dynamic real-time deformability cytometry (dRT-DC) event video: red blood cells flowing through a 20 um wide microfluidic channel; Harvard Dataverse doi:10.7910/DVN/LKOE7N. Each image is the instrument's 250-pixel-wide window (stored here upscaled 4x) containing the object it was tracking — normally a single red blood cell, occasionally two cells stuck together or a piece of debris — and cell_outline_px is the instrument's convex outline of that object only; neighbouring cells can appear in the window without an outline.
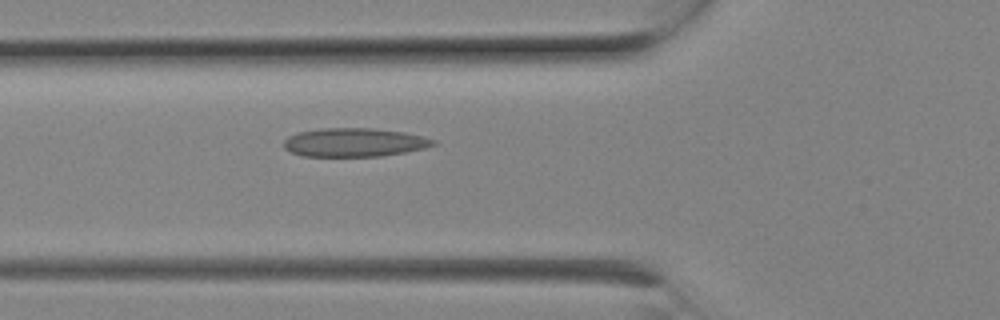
{"species": "Egyptian fruit bat (a non-hibernating species)", "species_latin": "Rousettus aegyptiacus", "temperature_condition": "room temperature", "stored_images_in_passage": 6, "camera_frame_rate_fps": 3000, "um_per_image_px": 0.085, "animal": {"sex": "female"}, "frame": {"image": 1, "passage_image": 6, "time_ms": 1.667, "image_size_px": [1000, 320], "cell_outline_px": [[436, 144], [428, 148], [380, 156], [300, 156], [284, 148], [284, 140], [288, 136], [300, 132], [320, 128], [372, 128], [404, 132], [424, 136], [436, 140]], "centroid_in_image_um": [30.15, 12.1], "position_along_channel_um": 95.7, "area_um2": 25.03}}